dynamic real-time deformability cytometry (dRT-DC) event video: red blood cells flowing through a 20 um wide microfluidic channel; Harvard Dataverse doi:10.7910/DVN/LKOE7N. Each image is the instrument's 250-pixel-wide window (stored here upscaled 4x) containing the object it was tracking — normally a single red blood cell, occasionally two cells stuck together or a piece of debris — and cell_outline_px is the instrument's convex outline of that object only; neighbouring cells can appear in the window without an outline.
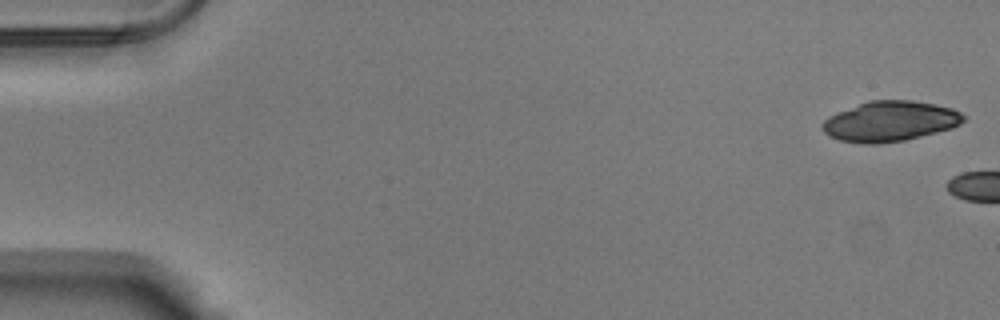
{"species": "Egyptian fruit bat (a non-hibernating species)", "species_latin": "Rousettus aegyptiacus", "temperature_condition": "warm", "stored_images_in_passage": 5, "camera_frame_rate_fps": 3000, "um_per_image_px": 0.085, "animal": {"sex": "male"}, "frame": {"image": 1, "passage_image": 1, "time_ms": 0.0, "image_size_px": [1000, 320], "cell_outline_px": [[964, 120], [960, 124], [952, 128], [904, 140], [880, 144], [860, 144], [840, 140], [828, 136], [820, 128], [820, 124], [824, 120], [840, 112], [868, 100], [912, 100], [952, 108], [960, 112], [964, 116]], "centroid_in_image_um": [75.63, 10.32], "position_along_channel_um": 9.4, "area_um2": 32.95}}